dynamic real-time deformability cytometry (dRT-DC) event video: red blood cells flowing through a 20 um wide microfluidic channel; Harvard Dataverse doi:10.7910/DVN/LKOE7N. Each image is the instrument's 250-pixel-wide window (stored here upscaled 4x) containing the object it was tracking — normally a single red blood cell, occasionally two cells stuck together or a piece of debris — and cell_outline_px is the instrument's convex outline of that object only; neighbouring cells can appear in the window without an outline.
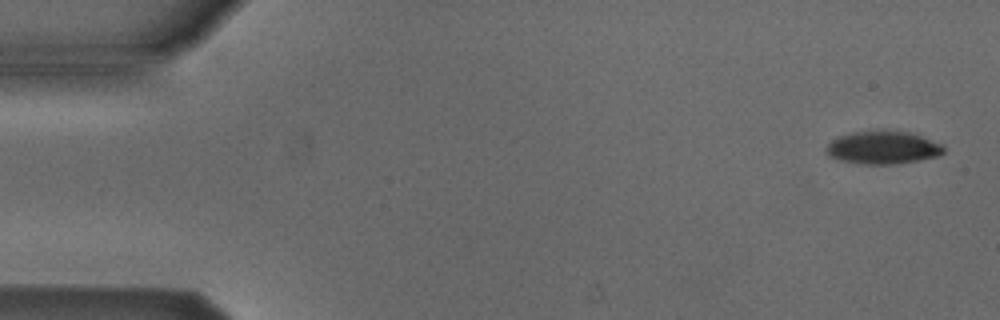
{"species": "Egyptian fruit bat (a non-hibernating species)", "species_latin": "Rousettus aegyptiacus", "temperature_condition": "cold", "stored_images_in_passage": 53, "camera_frame_rate_fps": 3000, "um_per_image_px": 0.085, "animal": {"sex": "male"}, "frame": {"image": 1, "passage_image": 2, "time_ms": 0.333, "image_size_px": [1000, 320], "cell_outline_px": [[944, 152], [936, 156], [896, 164], [864, 164], [840, 160], [828, 156], [824, 148], [832, 140], [840, 136], [852, 132], [908, 132], [944, 144]], "centroid_in_image_um": [75.02, 12.56], "position_along_channel_um": 10.0, "area_um2": 22.02}}
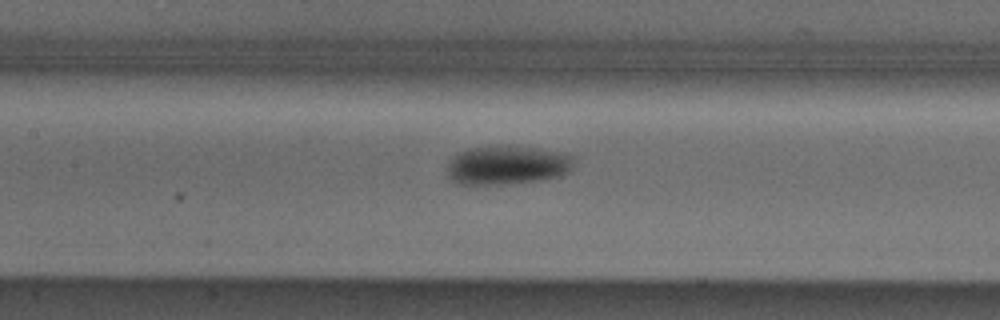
{"frame": {"image": 2, "passage_image": 24, "time_ms": 7.667, "image_size_px": [1000, 320], "cell_outline_px": [[576, 156], [568, 172], [560, 176], [536, 180], [500, 184], [460, 184], [452, 180], [444, 172], [452, 156], [468, 148], [536, 148], [560, 152]], "centroid_in_image_um": [43.08, 14.06], "position_along_channel_um": 164.3, "area_um2": 28.03}}
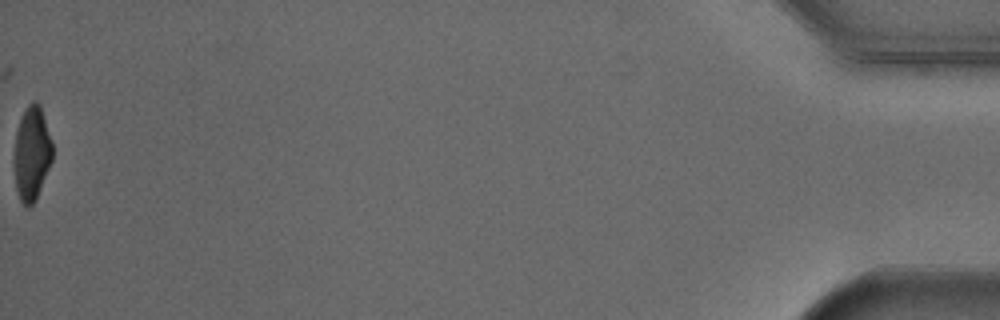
{"frame": {"image": 3, "passage_image": 53, "time_ms": 17.333, "image_size_px": [1000, 320], "cell_outline_px": [[52, 160], [36, 200], [28, 208], [20, 200], [16, 188], [16, 132], [24, 108], [32, 100], [36, 100], [40, 104], [52, 140]], "centroid_in_image_um": [2.74, 13.0], "position_along_channel_um": 432.5, "area_um2": 20.63}, "authors_computed_cell_mechanics": {"area_um2": 23.9292, "velocity_mm_per_s": 3.8847, "shape_relaxation_time_tau1_ms": 2.6485, "shape_relaxation_time_tau2_ms": null, "deformation_change_tau1": 0.1191, "deformation_change_tau2": null}}